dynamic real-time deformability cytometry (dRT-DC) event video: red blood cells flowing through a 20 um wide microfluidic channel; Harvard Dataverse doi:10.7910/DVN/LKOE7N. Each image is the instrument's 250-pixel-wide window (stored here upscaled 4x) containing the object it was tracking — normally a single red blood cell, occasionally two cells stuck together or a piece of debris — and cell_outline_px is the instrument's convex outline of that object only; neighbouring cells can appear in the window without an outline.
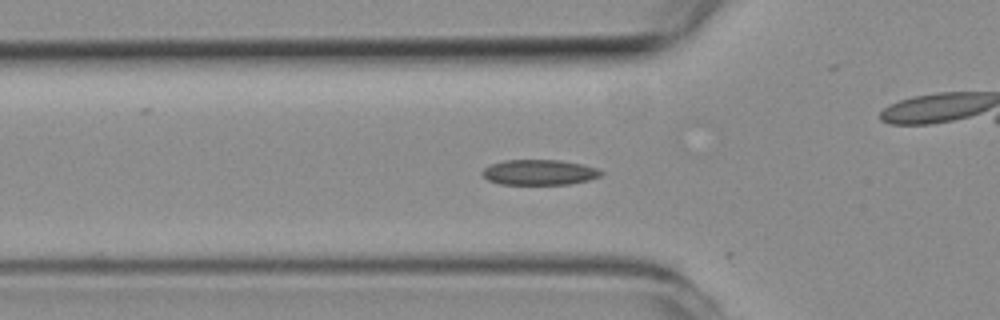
{"species": "common noctule bat (a hibernating species)", "species_latin": "Nyctalus noctula", "temperature_condition": "room temperature", "stored_images_in_passage": 17, "camera_frame_rate_fps": 3000, "um_per_image_px": 0.085, "animal": {"sex": "female", "body_mass_g": 19.3, "forearm_length_mm": 54.1}, "frame": {"image": 1, "passage_image": 16, "time_ms": 5.0, "image_size_px": [1000, 320], "cell_outline_px": [[604, 172], [600, 176], [588, 180], [568, 184], [500, 184], [488, 180], [480, 172], [484, 168], [492, 164], [504, 160], [560, 160], [584, 164], [596, 168]], "centroid_in_image_um": [45.84, 14.64], "position_along_channel_um": 80.0, "area_um2": 17.51}}